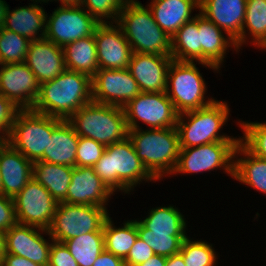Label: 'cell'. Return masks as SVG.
<instances>
[{
  "label": "cell",
  "instance_id": "obj_1",
  "mask_svg": "<svg viewBox=\"0 0 266 266\" xmlns=\"http://www.w3.org/2000/svg\"><path fill=\"white\" fill-rule=\"evenodd\" d=\"M92 102L91 77L65 70L53 80L40 84L32 111L68 120L76 111Z\"/></svg>",
  "mask_w": 266,
  "mask_h": 266
},
{
  "label": "cell",
  "instance_id": "obj_2",
  "mask_svg": "<svg viewBox=\"0 0 266 266\" xmlns=\"http://www.w3.org/2000/svg\"><path fill=\"white\" fill-rule=\"evenodd\" d=\"M93 167L96 175L113 192L119 189L128 193L142 180L156 182L138 158L128 136L120 142L106 146L102 157Z\"/></svg>",
  "mask_w": 266,
  "mask_h": 266
},
{
  "label": "cell",
  "instance_id": "obj_3",
  "mask_svg": "<svg viewBox=\"0 0 266 266\" xmlns=\"http://www.w3.org/2000/svg\"><path fill=\"white\" fill-rule=\"evenodd\" d=\"M138 158L156 179L172 174L179 156V134L176 127L128 130Z\"/></svg>",
  "mask_w": 266,
  "mask_h": 266
},
{
  "label": "cell",
  "instance_id": "obj_4",
  "mask_svg": "<svg viewBox=\"0 0 266 266\" xmlns=\"http://www.w3.org/2000/svg\"><path fill=\"white\" fill-rule=\"evenodd\" d=\"M115 24L122 29L133 53L171 56V37L155 22L148 6L130 0Z\"/></svg>",
  "mask_w": 266,
  "mask_h": 266
},
{
  "label": "cell",
  "instance_id": "obj_5",
  "mask_svg": "<svg viewBox=\"0 0 266 266\" xmlns=\"http://www.w3.org/2000/svg\"><path fill=\"white\" fill-rule=\"evenodd\" d=\"M228 107L226 102L215 99L208 106L178 114L176 128L179 147L189 148L212 142H239L240 138L219 135L229 117Z\"/></svg>",
  "mask_w": 266,
  "mask_h": 266
},
{
  "label": "cell",
  "instance_id": "obj_6",
  "mask_svg": "<svg viewBox=\"0 0 266 266\" xmlns=\"http://www.w3.org/2000/svg\"><path fill=\"white\" fill-rule=\"evenodd\" d=\"M75 132L104 146L120 142L128 136L125 112L122 107L91 102L67 120Z\"/></svg>",
  "mask_w": 266,
  "mask_h": 266
},
{
  "label": "cell",
  "instance_id": "obj_7",
  "mask_svg": "<svg viewBox=\"0 0 266 266\" xmlns=\"http://www.w3.org/2000/svg\"><path fill=\"white\" fill-rule=\"evenodd\" d=\"M62 121L31 109L20 110L11 125L6 142L34 163L42 159L52 131Z\"/></svg>",
  "mask_w": 266,
  "mask_h": 266
},
{
  "label": "cell",
  "instance_id": "obj_8",
  "mask_svg": "<svg viewBox=\"0 0 266 266\" xmlns=\"http://www.w3.org/2000/svg\"><path fill=\"white\" fill-rule=\"evenodd\" d=\"M167 83V96L178 114L197 110L214 101L212 98L205 101L206 84L194 62L172 60Z\"/></svg>",
  "mask_w": 266,
  "mask_h": 266
},
{
  "label": "cell",
  "instance_id": "obj_9",
  "mask_svg": "<svg viewBox=\"0 0 266 266\" xmlns=\"http://www.w3.org/2000/svg\"><path fill=\"white\" fill-rule=\"evenodd\" d=\"M108 217L103 207L59 202L47 234L53 241L63 243L79 235L103 232Z\"/></svg>",
  "mask_w": 266,
  "mask_h": 266
},
{
  "label": "cell",
  "instance_id": "obj_10",
  "mask_svg": "<svg viewBox=\"0 0 266 266\" xmlns=\"http://www.w3.org/2000/svg\"><path fill=\"white\" fill-rule=\"evenodd\" d=\"M128 130L140 128L138 119L153 128L176 127L178 113L166 92H141L124 107Z\"/></svg>",
  "mask_w": 266,
  "mask_h": 266
},
{
  "label": "cell",
  "instance_id": "obj_11",
  "mask_svg": "<svg viewBox=\"0 0 266 266\" xmlns=\"http://www.w3.org/2000/svg\"><path fill=\"white\" fill-rule=\"evenodd\" d=\"M239 142H212L201 146L180 148L172 174L201 173L222 168L233 177L234 151Z\"/></svg>",
  "mask_w": 266,
  "mask_h": 266
},
{
  "label": "cell",
  "instance_id": "obj_12",
  "mask_svg": "<svg viewBox=\"0 0 266 266\" xmlns=\"http://www.w3.org/2000/svg\"><path fill=\"white\" fill-rule=\"evenodd\" d=\"M83 7V8H82ZM84 6H60L46 19L45 38L64 47L94 34L100 24Z\"/></svg>",
  "mask_w": 266,
  "mask_h": 266
},
{
  "label": "cell",
  "instance_id": "obj_13",
  "mask_svg": "<svg viewBox=\"0 0 266 266\" xmlns=\"http://www.w3.org/2000/svg\"><path fill=\"white\" fill-rule=\"evenodd\" d=\"M17 223L48 230L58 202L34 178L13 198Z\"/></svg>",
  "mask_w": 266,
  "mask_h": 266
},
{
  "label": "cell",
  "instance_id": "obj_14",
  "mask_svg": "<svg viewBox=\"0 0 266 266\" xmlns=\"http://www.w3.org/2000/svg\"><path fill=\"white\" fill-rule=\"evenodd\" d=\"M92 101L124 107L140 93L139 86L128 68L98 69L91 77Z\"/></svg>",
  "mask_w": 266,
  "mask_h": 266
},
{
  "label": "cell",
  "instance_id": "obj_15",
  "mask_svg": "<svg viewBox=\"0 0 266 266\" xmlns=\"http://www.w3.org/2000/svg\"><path fill=\"white\" fill-rule=\"evenodd\" d=\"M39 87L34 73L25 62L1 64L0 93L21 110L32 109Z\"/></svg>",
  "mask_w": 266,
  "mask_h": 266
},
{
  "label": "cell",
  "instance_id": "obj_16",
  "mask_svg": "<svg viewBox=\"0 0 266 266\" xmlns=\"http://www.w3.org/2000/svg\"><path fill=\"white\" fill-rule=\"evenodd\" d=\"M94 39L98 69L128 68L133 51L117 24L100 23L95 29Z\"/></svg>",
  "mask_w": 266,
  "mask_h": 266
},
{
  "label": "cell",
  "instance_id": "obj_17",
  "mask_svg": "<svg viewBox=\"0 0 266 266\" xmlns=\"http://www.w3.org/2000/svg\"><path fill=\"white\" fill-rule=\"evenodd\" d=\"M48 230L16 224L5 232L6 253L25 257L40 266H48L51 242L44 239Z\"/></svg>",
  "mask_w": 266,
  "mask_h": 266
},
{
  "label": "cell",
  "instance_id": "obj_18",
  "mask_svg": "<svg viewBox=\"0 0 266 266\" xmlns=\"http://www.w3.org/2000/svg\"><path fill=\"white\" fill-rule=\"evenodd\" d=\"M113 193L96 175L94 167L75 166L73 167L72 180L67 190V196L62 202L106 208V202Z\"/></svg>",
  "mask_w": 266,
  "mask_h": 266
},
{
  "label": "cell",
  "instance_id": "obj_19",
  "mask_svg": "<svg viewBox=\"0 0 266 266\" xmlns=\"http://www.w3.org/2000/svg\"><path fill=\"white\" fill-rule=\"evenodd\" d=\"M172 60L171 56L133 53L128 70L141 92H166L168 70Z\"/></svg>",
  "mask_w": 266,
  "mask_h": 266
},
{
  "label": "cell",
  "instance_id": "obj_20",
  "mask_svg": "<svg viewBox=\"0 0 266 266\" xmlns=\"http://www.w3.org/2000/svg\"><path fill=\"white\" fill-rule=\"evenodd\" d=\"M246 2L247 0H199V12L233 38L240 49Z\"/></svg>",
  "mask_w": 266,
  "mask_h": 266
},
{
  "label": "cell",
  "instance_id": "obj_21",
  "mask_svg": "<svg viewBox=\"0 0 266 266\" xmlns=\"http://www.w3.org/2000/svg\"><path fill=\"white\" fill-rule=\"evenodd\" d=\"M25 64L34 73L39 84L53 80L66 70L62 47L46 38L30 42Z\"/></svg>",
  "mask_w": 266,
  "mask_h": 266
},
{
  "label": "cell",
  "instance_id": "obj_22",
  "mask_svg": "<svg viewBox=\"0 0 266 266\" xmlns=\"http://www.w3.org/2000/svg\"><path fill=\"white\" fill-rule=\"evenodd\" d=\"M2 194L14 198L33 178V162L7 142H0Z\"/></svg>",
  "mask_w": 266,
  "mask_h": 266
},
{
  "label": "cell",
  "instance_id": "obj_23",
  "mask_svg": "<svg viewBox=\"0 0 266 266\" xmlns=\"http://www.w3.org/2000/svg\"><path fill=\"white\" fill-rule=\"evenodd\" d=\"M33 1H35L33 2V4L20 8L18 7V9H13V11H10V9L8 8L3 28L26 37L30 41L45 38L46 19L48 18V16L45 13V10L38 5L39 2L41 4V2L45 1ZM39 31L42 32L40 35H38ZM36 35H38V37H36Z\"/></svg>",
  "mask_w": 266,
  "mask_h": 266
},
{
  "label": "cell",
  "instance_id": "obj_24",
  "mask_svg": "<svg viewBox=\"0 0 266 266\" xmlns=\"http://www.w3.org/2000/svg\"><path fill=\"white\" fill-rule=\"evenodd\" d=\"M222 31L216 24L199 12L200 62L211 64L217 69L224 62L227 48L230 45L235 48L234 50H238L235 40L230 36L225 37Z\"/></svg>",
  "mask_w": 266,
  "mask_h": 266
},
{
  "label": "cell",
  "instance_id": "obj_25",
  "mask_svg": "<svg viewBox=\"0 0 266 266\" xmlns=\"http://www.w3.org/2000/svg\"><path fill=\"white\" fill-rule=\"evenodd\" d=\"M155 22L172 37L187 21L192 20L193 9H199V0H152L149 5Z\"/></svg>",
  "mask_w": 266,
  "mask_h": 266
},
{
  "label": "cell",
  "instance_id": "obj_26",
  "mask_svg": "<svg viewBox=\"0 0 266 266\" xmlns=\"http://www.w3.org/2000/svg\"><path fill=\"white\" fill-rule=\"evenodd\" d=\"M79 135L72 125L63 120L53 131L40 161L65 166H76Z\"/></svg>",
  "mask_w": 266,
  "mask_h": 266
},
{
  "label": "cell",
  "instance_id": "obj_27",
  "mask_svg": "<svg viewBox=\"0 0 266 266\" xmlns=\"http://www.w3.org/2000/svg\"><path fill=\"white\" fill-rule=\"evenodd\" d=\"M234 158L233 178L266 194V159L253 154L241 141L235 148Z\"/></svg>",
  "mask_w": 266,
  "mask_h": 266
},
{
  "label": "cell",
  "instance_id": "obj_28",
  "mask_svg": "<svg viewBox=\"0 0 266 266\" xmlns=\"http://www.w3.org/2000/svg\"><path fill=\"white\" fill-rule=\"evenodd\" d=\"M171 57L176 61L199 62L205 67L218 69L211 64L200 62V33L198 32V14L182 25L171 37Z\"/></svg>",
  "mask_w": 266,
  "mask_h": 266
},
{
  "label": "cell",
  "instance_id": "obj_29",
  "mask_svg": "<svg viewBox=\"0 0 266 266\" xmlns=\"http://www.w3.org/2000/svg\"><path fill=\"white\" fill-rule=\"evenodd\" d=\"M73 167L49 162L35 161L33 163V178L42 184L59 203L67 196V190L72 180Z\"/></svg>",
  "mask_w": 266,
  "mask_h": 266
},
{
  "label": "cell",
  "instance_id": "obj_30",
  "mask_svg": "<svg viewBox=\"0 0 266 266\" xmlns=\"http://www.w3.org/2000/svg\"><path fill=\"white\" fill-rule=\"evenodd\" d=\"M62 49L67 70L82 72L90 77L98 71L94 34L71 42Z\"/></svg>",
  "mask_w": 266,
  "mask_h": 266
},
{
  "label": "cell",
  "instance_id": "obj_31",
  "mask_svg": "<svg viewBox=\"0 0 266 266\" xmlns=\"http://www.w3.org/2000/svg\"><path fill=\"white\" fill-rule=\"evenodd\" d=\"M105 250L125 260L138 237L137 220L126 221L116 228L108 217L103 225Z\"/></svg>",
  "mask_w": 266,
  "mask_h": 266
},
{
  "label": "cell",
  "instance_id": "obj_32",
  "mask_svg": "<svg viewBox=\"0 0 266 266\" xmlns=\"http://www.w3.org/2000/svg\"><path fill=\"white\" fill-rule=\"evenodd\" d=\"M140 222L148 233H170V236H186L184 215L174 206L151 209L148 217Z\"/></svg>",
  "mask_w": 266,
  "mask_h": 266
},
{
  "label": "cell",
  "instance_id": "obj_33",
  "mask_svg": "<svg viewBox=\"0 0 266 266\" xmlns=\"http://www.w3.org/2000/svg\"><path fill=\"white\" fill-rule=\"evenodd\" d=\"M79 266H92L104 251V233L90 232L63 242Z\"/></svg>",
  "mask_w": 266,
  "mask_h": 266
},
{
  "label": "cell",
  "instance_id": "obj_34",
  "mask_svg": "<svg viewBox=\"0 0 266 266\" xmlns=\"http://www.w3.org/2000/svg\"><path fill=\"white\" fill-rule=\"evenodd\" d=\"M252 36L255 46L266 45V0H247L244 24L242 27V45L246 43V29Z\"/></svg>",
  "mask_w": 266,
  "mask_h": 266
},
{
  "label": "cell",
  "instance_id": "obj_35",
  "mask_svg": "<svg viewBox=\"0 0 266 266\" xmlns=\"http://www.w3.org/2000/svg\"><path fill=\"white\" fill-rule=\"evenodd\" d=\"M30 40L5 28L0 29L1 64L25 62Z\"/></svg>",
  "mask_w": 266,
  "mask_h": 266
},
{
  "label": "cell",
  "instance_id": "obj_36",
  "mask_svg": "<svg viewBox=\"0 0 266 266\" xmlns=\"http://www.w3.org/2000/svg\"><path fill=\"white\" fill-rule=\"evenodd\" d=\"M138 236L144 240L157 255L170 257L181 250L182 242L187 236H170V233H148V229L137 221Z\"/></svg>",
  "mask_w": 266,
  "mask_h": 266
},
{
  "label": "cell",
  "instance_id": "obj_37",
  "mask_svg": "<svg viewBox=\"0 0 266 266\" xmlns=\"http://www.w3.org/2000/svg\"><path fill=\"white\" fill-rule=\"evenodd\" d=\"M179 253L185 266H215L217 261L212 244L200 240L191 241L188 236L183 240Z\"/></svg>",
  "mask_w": 266,
  "mask_h": 266
},
{
  "label": "cell",
  "instance_id": "obj_38",
  "mask_svg": "<svg viewBox=\"0 0 266 266\" xmlns=\"http://www.w3.org/2000/svg\"><path fill=\"white\" fill-rule=\"evenodd\" d=\"M130 0H82L81 6L85 5L87 12L99 23H110L105 21L111 19L117 22L118 15ZM105 19V20H103Z\"/></svg>",
  "mask_w": 266,
  "mask_h": 266
},
{
  "label": "cell",
  "instance_id": "obj_39",
  "mask_svg": "<svg viewBox=\"0 0 266 266\" xmlns=\"http://www.w3.org/2000/svg\"><path fill=\"white\" fill-rule=\"evenodd\" d=\"M244 132L240 141L255 155L266 159V122H238Z\"/></svg>",
  "mask_w": 266,
  "mask_h": 266
},
{
  "label": "cell",
  "instance_id": "obj_40",
  "mask_svg": "<svg viewBox=\"0 0 266 266\" xmlns=\"http://www.w3.org/2000/svg\"><path fill=\"white\" fill-rule=\"evenodd\" d=\"M106 146L90 138L79 136L76 167H93L102 157Z\"/></svg>",
  "mask_w": 266,
  "mask_h": 266
},
{
  "label": "cell",
  "instance_id": "obj_41",
  "mask_svg": "<svg viewBox=\"0 0 266 266\" xmlns=\"http://www.w3.org/2000/svg\"><path fill=\"white\" fill-rule=\"evenodd\" d=\"M21 109L0 93V142H6L16 114Z\"/></svg>",
  "mask_w": 266,
  "mask_h": 266
},
{
  "label": "cell",
  "instance_id": "obj_42",
  "mask_svg": "<svg viewBox=\"0 0 266 266\" xmlns=\"http://www.w3.org/2000/svg\"><path fill=\"white\" fill-rule=\"evenodd\" d=\"M51 242L48 266H79L64 243Z\"/></svg>",
  "mask_w": 266,
  "mask_h": 266
},
{
  "label": "cell",
  "instance_id": "obj_43",
  "mask_svg": "<svg viewBox=\"0 0 266 266\" xmlns=\"http://www.w3.org/2000/svg\"><path fill=\"white\" fill-rule=\"evenodd\" d=\"M154 254L153 249L138 236L124 260L125 266H137L147 261Z\"/></svg>",
  "mask_w": 266,
  "mask_h": 266
},
{
  "label": "cell",
  "instance_id": "obj_44",
  "mask_svg": "<svg viewBox=\"0 0 266 266\" xmlns=\"http://www.w3.org/2000/svg\"><path fill=\"white\" fill-rule=\"evenodd\" d=\"M17 224L14 200L0 194V232H7Z\"/></svg>",
  "mask_w": 266,
  "mask_h": 266
},
{
  "label": "cell",
  "instance_id": "obj_45",
  "mask_svg": "<svg viewBox=\"0 0 266 266\" xmlns=\"http://www.w3.org/2000/svg\"><path fill=\"white\" fill-rule=\"evenodd\" d=\"M92 266H125V263L123 259L104 249Z\"/></svg>",
  "mask_w": 266,
  "mask_h": 266
},
{
  "label": "cell",
  "instance_id": "obj_46",
  "mask_svg": "<svg viewBox=\"0 0 266 266\" xmlns=\"http://www.w3.org/2000/svg\"><path fill=\"white\" fill-rule=\"evenodd\" d=\"M0 266H40L31 260L14 254L5 253L0 261Z\"/></svg>",
  "mask_w": 266,
  "mask_h": 266
},
{
  "label": "cell",
  "instance_id": "obj_47",
  "mask_svg": "<svg viewBox=\"0 0 266 266\" xmlns=\"http://www.w3.org/2000/svg\"><path fill=\"white\" fill-rule=\"evenodd\" d=\"M137 266H166V257L162 255L154 254L147 261Z\"/></svg>",
  "mask_w": 266,
  "mask_h": 266
},
{
  "label": "cell",
  "instance_id": "obj_48",
  "mask_svg": "<svg viewBox=\"0 0 266 266\" xmlns=\"http://www.w3.org/2000/svg\"><path fill=\"white\" fill-rule=\"evenodd\" d=\"M166 266H185L183 257L180 253L166 257Z\"/></svg>",
  "mask_w": 266,
  "mask_h": 266
},
{
  "label": "cell",
  "instance_id": "obj_49",
  "mask_svg": "<svg viewBox=\"0 0 266 266\" xmlns=\"http://www.w3.org/2000/svg\"><path fill=\"white\" fill-rule=\"evenodd\" d=\"M9 5L4 0H0V29L3 28L5 16L8 11Z\"/></svg>",
  "mask_w": 266,
  "mask_h": 266
},
{
  "label": "cell",
  "instance_id": "obj_50",
  "mask_svg": "<svg viewBox=\"0 0 266 266\" xmlns=\"http://www.w3.org/2000/svg\"><path fill=\"white\" fill-rule=\"evenodd\" d=\"M50 0H45V3ZM53 1V0H51ZM61 3V6H80L82 3V0H58Z\"/></svg>",
  "mask_w": 266,
  "mask_h": 266
},
{
  "label": "cell",
  "instance_id": "obj_51",
  "mask_svg": "<svg viewBox=\"0 0 266 266\" xmlns=\"http://www.w3.org/2000/svg\"><path fill=\"white\" fill-rule=\"evenodd\" d=\"M6 253L5 232H0V261Z\"/></svg>",
  "mask_w": 266,
  "mask_h": 266
},
{
  "label": "cell",
  "instance_id": "obj_52",
  "mask_svg": "<svg viewBox=\"0 0 266 266\" xmlns=\"http://www.w3.org/2000/svg\"><path fill=\"white\" fill-rule=\"evenodd\" d=\"M0 194H2V178H1V172H0Z\"/></svg>",
  "mask_w": 266,
  "mask_h": 266
}]
</instances>
